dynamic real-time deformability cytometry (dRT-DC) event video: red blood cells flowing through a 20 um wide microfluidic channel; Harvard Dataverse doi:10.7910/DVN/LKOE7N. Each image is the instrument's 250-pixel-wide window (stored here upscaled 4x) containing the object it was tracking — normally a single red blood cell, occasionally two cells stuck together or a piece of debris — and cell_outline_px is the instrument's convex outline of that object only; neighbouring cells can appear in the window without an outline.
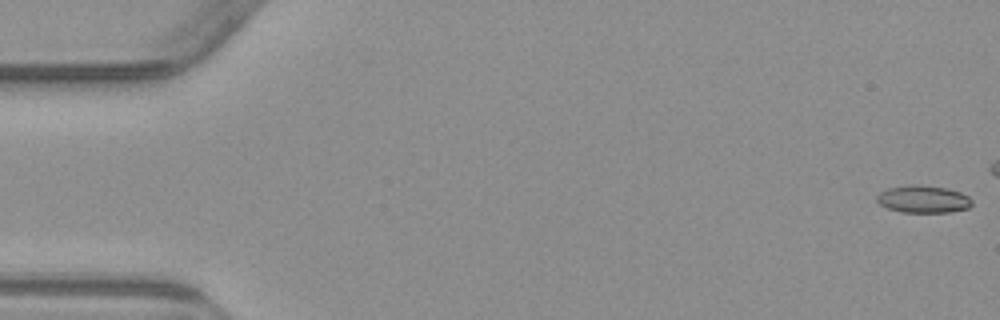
{"species": "common noctule bat (a hibernating species)", "species_latin": "Nyctalus noctula", "temperature_condition": "warm", "stored_images_in_passage": 7, "camera_frame_rate_fps": 3000, "um_per_image_px": 0.085, "animal": {"sex": "male", "body_mass_g": 23.1, "forearm_length_mm": 52.7}, "frame": {"image": 1, "passage_image": 1, "time_ms": 0.0, "image_size_px": [1000, 320], "cell_outline_px": [[972, 204], [968, 208], [952, 212], [900, 212], [888, 208], [880, 204], [876, 200], [876, 196], [880, 192], [888, 188], [948, 188], [960, 192], [968, 196], [972, 200]], "centroid_in_image_um": [78.52, 16.99], "position_along_channel_um": 6.5, "area_um2": 14.33}}
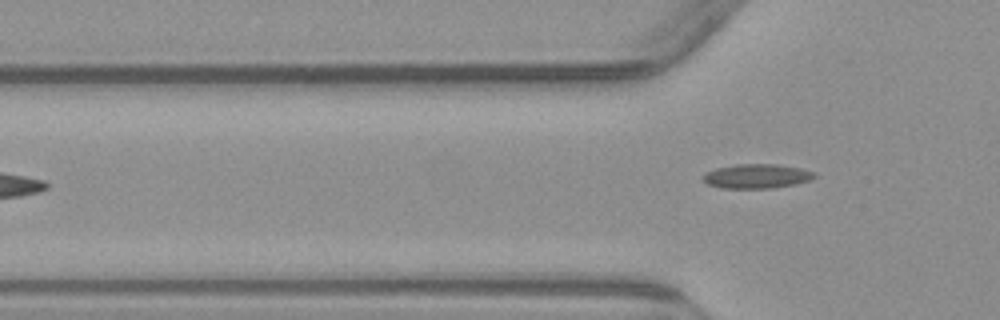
{"frame": {"image": 2, "passage_image": 7, "time_ms": 7.0, "image_size_px": [1000, 320], "cell_outline_px": [[816, 176], [808, 180], [796, 184], [772, 188], [720, 188], [708, 184], [700, 176], [704, 172], [716, 168], [736, 164], [780, 164], [800, 168], [816, 172]], "centroid_in_image_um": [64.29, 14.97], "position_along_channel_um": 61.5, "area_um2": 15.95}}